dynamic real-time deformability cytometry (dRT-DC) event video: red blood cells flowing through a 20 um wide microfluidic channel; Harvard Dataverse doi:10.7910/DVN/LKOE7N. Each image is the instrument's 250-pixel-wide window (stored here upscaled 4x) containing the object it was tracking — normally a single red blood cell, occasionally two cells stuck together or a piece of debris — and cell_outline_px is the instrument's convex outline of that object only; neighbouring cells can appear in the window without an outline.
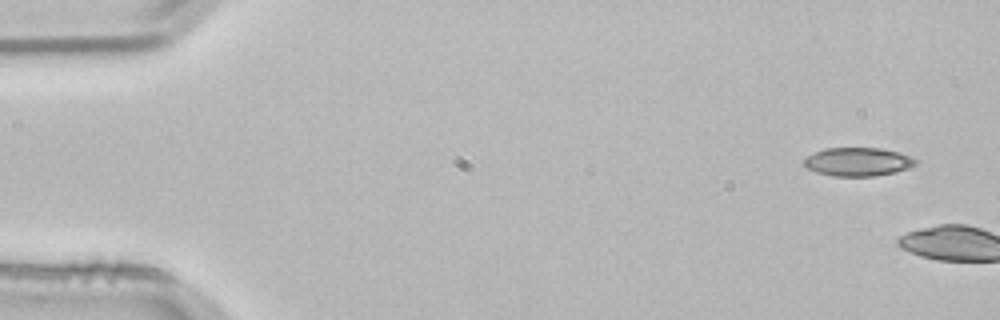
{"species": "common noctule bat (a hibernating species)", "species_latin": "Nyctalus noctula", "temperature_condition": "room temperature", "stored_images_in_passage": 4, "camera_frame_rate_fps": 3000, "um_per_image_px": 0.085, "animal": {"sex": "male", "body_mass_g": 21.5, "forearm_length_mm": 52.0}, "frame": {"image": 1, "passage_image": 1, "time_ms": 0.0, "image_size_px": [1000, 320], "cell_outline_px": [[916, 164], [908, 168], [896, 172], [876, 176], [832, 176], [816, 172], [808, 168], [804, 164], [804, 160], [808, 156], [824, 148], [880, 148], [900, 152], [916, 160]], "centroid_in_image_um": [72.93, 13.75], "position_along_channel_um": 12.1, "area_um2": 18.44}}
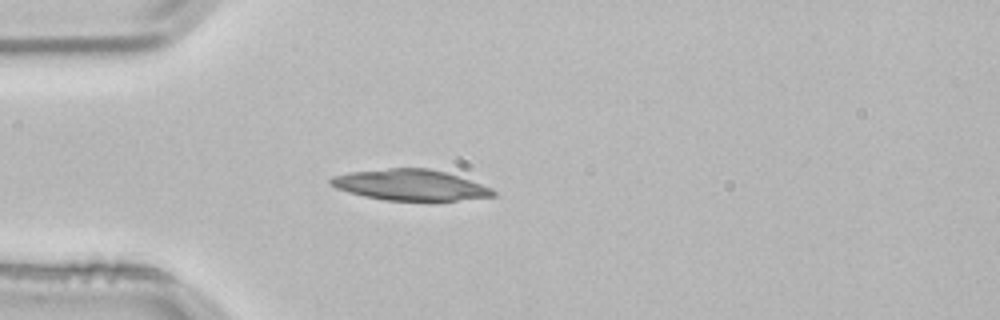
{"frame": {"image": 2, "passage_image": 4, "time_ms": 1.0, "image_size_px": [1000, 320], "cell_outline_px": [[496, 196], [456, 200], [384, 200], [364, 196], [348, 192], [336, 188], [328, 184], [328, 180], [332, 176], [352, 172], [388, 168], [428, 168], [448, 172], [492, 188], [496, 192]], "centroid_in_image_um": [34.86, 15.71], "position_along_channel_um": 50.1, "area_um2": 29.19}}